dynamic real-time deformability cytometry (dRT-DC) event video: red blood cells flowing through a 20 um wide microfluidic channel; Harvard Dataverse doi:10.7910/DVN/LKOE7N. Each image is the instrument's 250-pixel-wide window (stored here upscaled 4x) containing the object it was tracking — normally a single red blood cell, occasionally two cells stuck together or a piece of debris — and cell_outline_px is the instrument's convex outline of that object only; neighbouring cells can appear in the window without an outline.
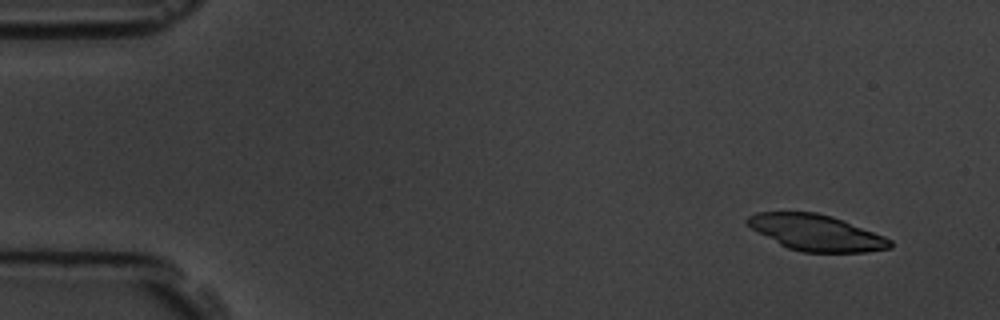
{"species": "common noctule bat (a hibernating species)", "species_latin": "Nyctalus noctula", "temperature_condition": "room temperature", "stored_images_in_passage": 4, "camera_frame_rate_fps": 3000, "um_per_image_px": 0.085, "animal": {"sex": "male", "body_mass_g": 19.5, "forearm_length_mm": 54.6}, "frame": {"image": 1, "passage_image": 1, "time_ms": 0.0, "image_size_px": [1000, 320], "cell_outline_px": [[892, 248], [864, 252], [804, 252], [788, 248], [780, 244], [752, 228], [744, 220], [748, 216], [756, 212], [816, 212], [832, 216], [884, 236], [892, 240]], "centroid_in_image_um": [69.39, 19.77], "position_along_channel_um": 15.6, "area_um2": 29.65}}